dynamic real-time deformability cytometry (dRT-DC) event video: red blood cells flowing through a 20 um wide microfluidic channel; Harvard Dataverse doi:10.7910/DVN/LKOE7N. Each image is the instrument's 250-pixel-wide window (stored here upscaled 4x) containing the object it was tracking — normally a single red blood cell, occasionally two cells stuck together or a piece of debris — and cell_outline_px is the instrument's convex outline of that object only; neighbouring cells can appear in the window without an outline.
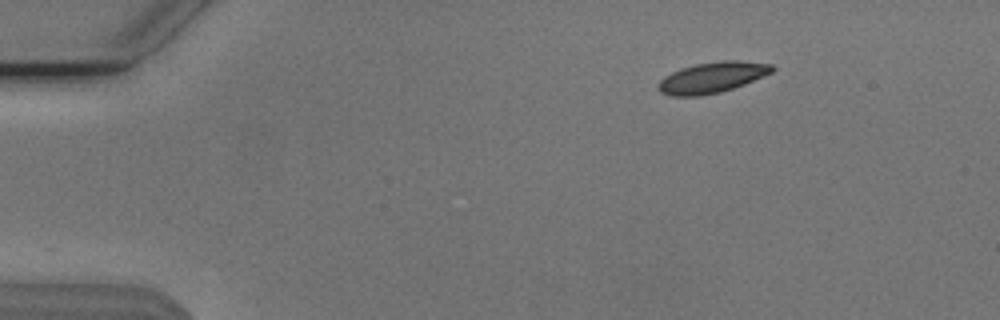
{"species": "Egyptian fruit bat (a non-hibernating species)", "species_latin": "Rousettus aegyptiacus", "temperature_condition": "cold", "stored_images_in_passage": 47, "camera_frame_rate_fps": 3000, "um_per_image_px": 0.085, "animal": {"sex": "male"}, "frame": {"image": 1, "passage_image": 1, "time_ms": 0.0, "image_size_px": [1000, 320], "cell_outline_px": [[776, 68], [772, 72], [744, 84], [720, 92], [700, 96], [672, 96], [660, 92], [656, 88], [656, 84], [664, 76], [672, 72], [696, 64], [724, 60], [732, 60], [772, 64]], "centroid_in_image_um": [60.5, 6.59], "position_along_channel_um": 24.5, "area_um2": 20.29}}
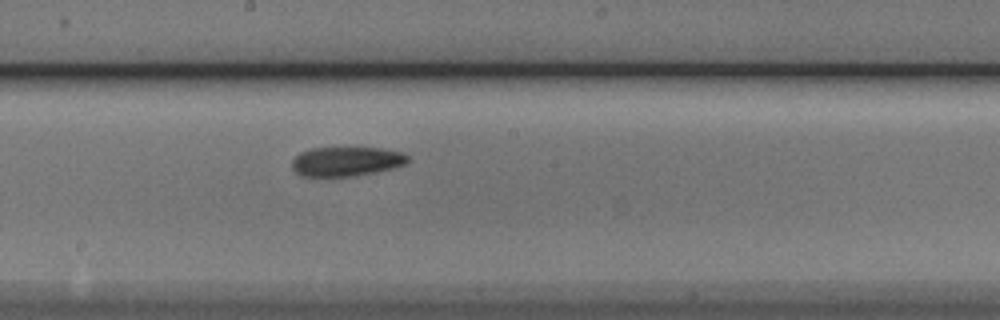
{"frame": {"image": 2, "passage_image": 23, "time_ms": 7.333, "image_size_px": [1000, 320], "cell_outline_px": [[408, 160], [404, 164], [396, 168], [356, 176], [300, 176], [292, 168], [292, 160], [300, 152], [312, 148], [380, 148], [400, 152], [408, 156]], "centroid_in_image_um": [29.43, 13.73], "position_along_channel_um": 218.8, "area_um2": 19.83}}
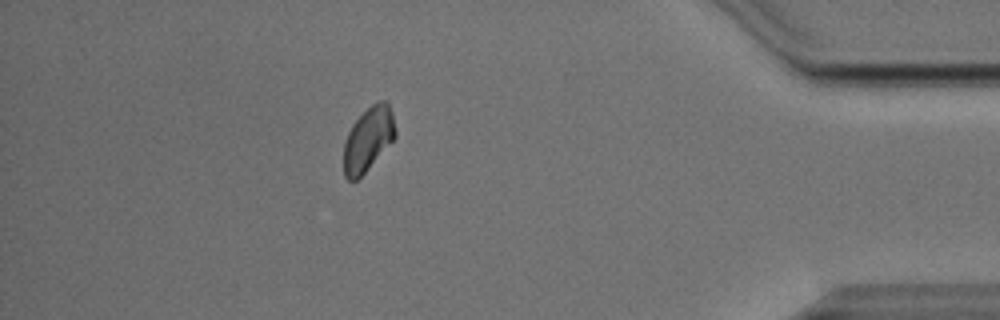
{"frame": {"image": 3, "passage_image": 41, "time_ms": 13.333, "image_size_px": [1000, 320], "cell_outline_px": [[396, 136], [364, 172], [356, 180], [348, 180], [344, 176], [344, 144], [348, 132], [352, 124], [372, 104], [380, 100], [388, 100], [392, 112], [396, 132]], "centroid_in_image_um": [31.29, 11.79], "position_along_channel_um": 403.9, "area_um2": 18.9}, "authors_computed_cell_mechanics": {"area_um2": 19.8254, "velocity_mm_per_s": 3.7922, "shape_relaxation_time_tau1_ms": 5.1284, "shape_relaxation_time_tau2_ms": 5.9623, "deformation_change_tau1": 0.1184, "deformation_change_tau2": 0.1058}}